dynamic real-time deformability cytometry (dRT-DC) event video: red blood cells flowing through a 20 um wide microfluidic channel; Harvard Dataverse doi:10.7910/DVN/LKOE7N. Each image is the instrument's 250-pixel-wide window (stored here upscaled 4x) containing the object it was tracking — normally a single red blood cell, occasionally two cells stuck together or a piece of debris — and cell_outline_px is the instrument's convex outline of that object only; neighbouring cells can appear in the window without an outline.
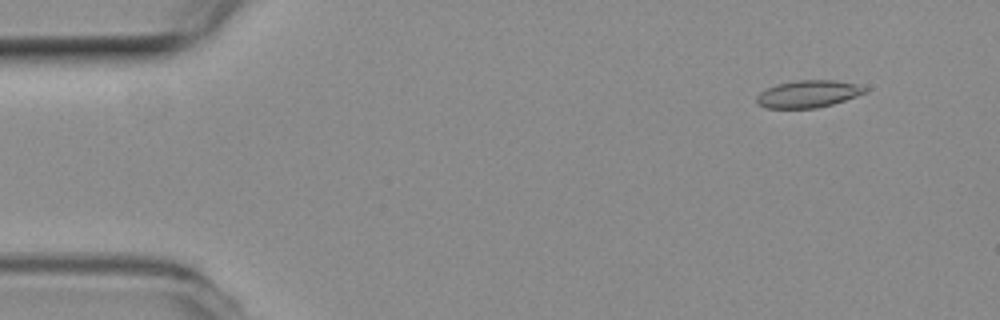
{"species": "common noctule bat (a hibernating species)", "species_latin": "Nyctalus noctula", "temperature_condition": "room temperature", "stored_images_in_passage": 3, "camera_frame_rate_fps": 3000, "um_per_image_px": 0.085, "animal": {"sex": "female", "body_mass_g": 19.3, "forearm_length_mm": 54.1}, "frame": {"image": 1, "passage_image": 1, "time_ms": 0.0, "image_size_px": [1000, 320], "cell_outline_px": [[868, 92], [832, 104], [816, 108], [764, 108], [756, 104], [756, 96], [760, 92], [768, 88], [780, 84], [800, 80], [836, 80], [856, 84], [868, 88]], "centroid_in_image_um": [68.7, 7.99], "position_along_channel_um": 16.3, "area_um2": 17.11}}
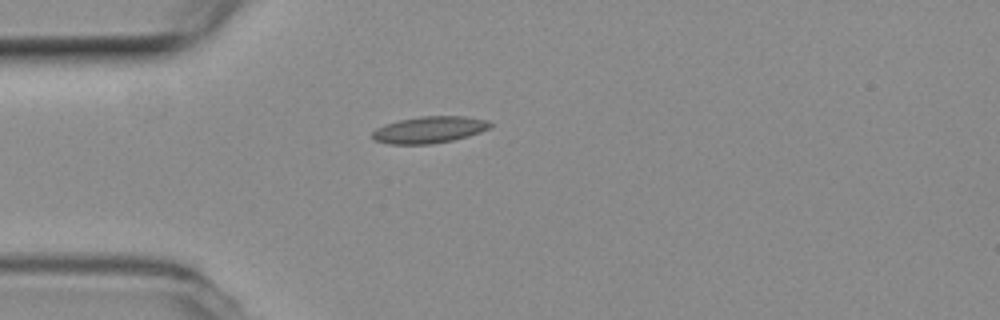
{"frame": {"image": 2, "passage_image": 3, "time_ms": 0.667, "image_size_px": [1000, 320], "cell_outline_px": [[492, 124], [488, 128], [480, 132], [468, 136], [452, 140], [432, 144], [388, 144], [376, 140], [372, 136], [372, 132], [376, 128], [384, 124], [400, 120], [420, 116], [464, 116], [488, 120]], "centroid_in_image_um": [36.48, 11.02], "position_along_channel_um": 48.5, "area_um2": 18.26}}